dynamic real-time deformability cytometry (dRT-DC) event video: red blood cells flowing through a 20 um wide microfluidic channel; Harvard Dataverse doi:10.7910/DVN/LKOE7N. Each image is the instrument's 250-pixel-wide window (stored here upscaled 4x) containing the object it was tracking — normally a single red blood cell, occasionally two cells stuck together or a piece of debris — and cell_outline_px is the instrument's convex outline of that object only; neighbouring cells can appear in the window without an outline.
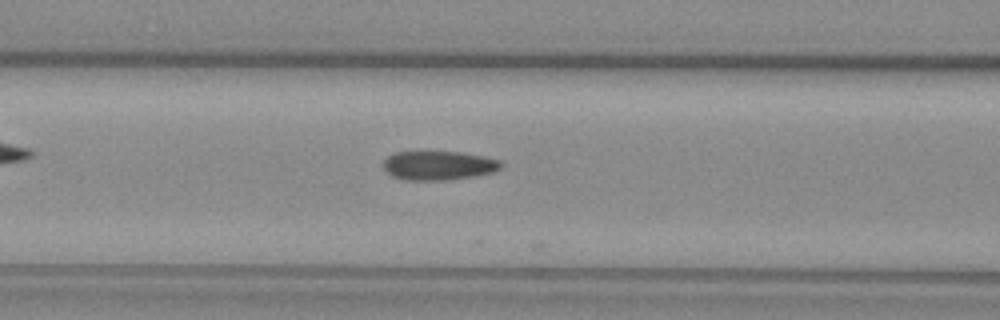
{"species": "common noctule bat (a hibernating species)", "species_latin": "Nyctalus noctula", "temperature_condition": "warm", "stored_images_in_passage": 21, "camera_frame_rate_fps": 3000, "um_per_image_px": 0.085, "animal": {"sex": "female", "body_mass_g": 29.2, "forearm_length_mm": 56.3}, "frame": {"image": 1, "passage_image": 11, "time_ms": 3.333, "image_size_px": [1000, 320], "cell_outline_px": [[500, 168], [496, 172], [448, 180], [404, 180], [392, 176], [384, 168], [384, 160], [388, 156], [396, 152], [424, 148], [460, 152], [484, 156], [500, 160]], "centroid_in_image_um": [37.24, 14.01], "position_along_channel_um": 129.4, "area_um2": 20.75}}
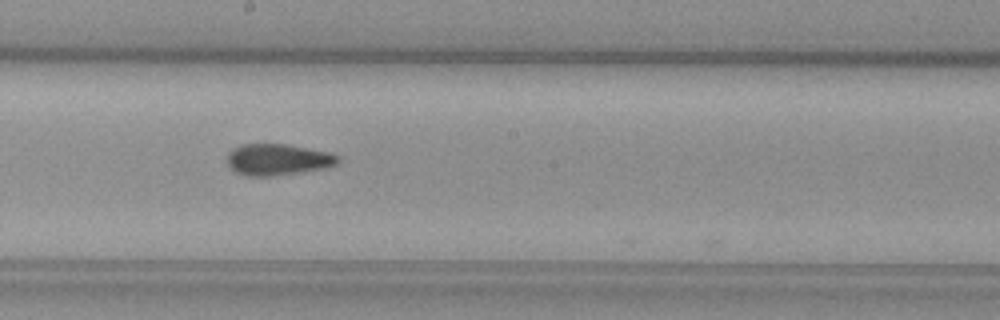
{"frame": {"image": 2, "passage_image": 18, "time_ms": 5.667, "image_size_px": [1000, 320], "cell_outline_px": [[340, 160], [336, 164], [328, 168], [272, 176], [244, 176], [232, 172], [228, 168], [228, 152], [232, 148], [240, 144], [288, 144], [328, 152], [340, 156]], "centroid_in_image_um": [23.58, 13.57], "position_along_channel_um": 224.6, "area_um2": 20.63}}